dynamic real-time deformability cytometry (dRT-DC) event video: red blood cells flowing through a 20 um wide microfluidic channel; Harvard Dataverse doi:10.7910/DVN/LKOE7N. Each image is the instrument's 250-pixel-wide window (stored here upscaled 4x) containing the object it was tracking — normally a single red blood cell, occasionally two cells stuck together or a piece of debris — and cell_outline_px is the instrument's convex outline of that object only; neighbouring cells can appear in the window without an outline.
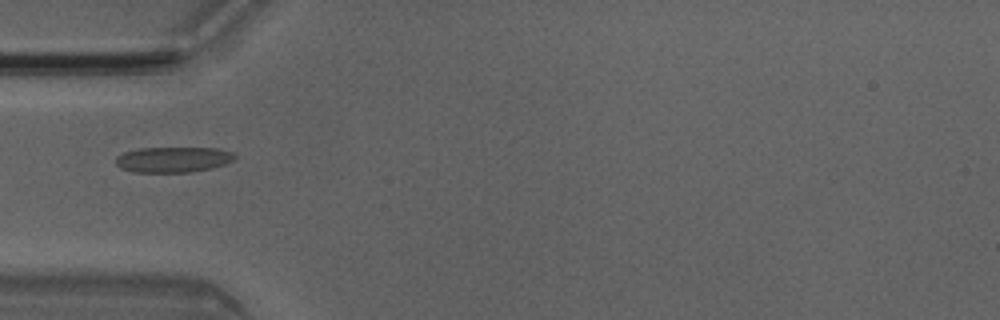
{"species": "Egyptian fruit bat (a non-hibernating species)", "species_latin": "Rousettus aegyptiacus", "temperature_condition": "room temperature", "stored_images_in_passage": 5, "camera_frame_rate_fps": 3000, "um_per_image_px": 0.085, "animal": {"sex": "male"}, "frame": {"image": 1, "passage_image": 5, "time_ms": 1.333, "image_size_px": [1000, 320], "cell_outline_px": [[236, 156], [232, 160], [224, 164], [212, 168], [192, 172], [132, 172], [120, 168], [116, 164], [116, 156], [124, 152], [140, 148], [220, 148], [232, 152]], "centroid_in_image_um": [14.7, 13.56], "position_along_channel_um": 70.3, "area_um2": 17.74}}